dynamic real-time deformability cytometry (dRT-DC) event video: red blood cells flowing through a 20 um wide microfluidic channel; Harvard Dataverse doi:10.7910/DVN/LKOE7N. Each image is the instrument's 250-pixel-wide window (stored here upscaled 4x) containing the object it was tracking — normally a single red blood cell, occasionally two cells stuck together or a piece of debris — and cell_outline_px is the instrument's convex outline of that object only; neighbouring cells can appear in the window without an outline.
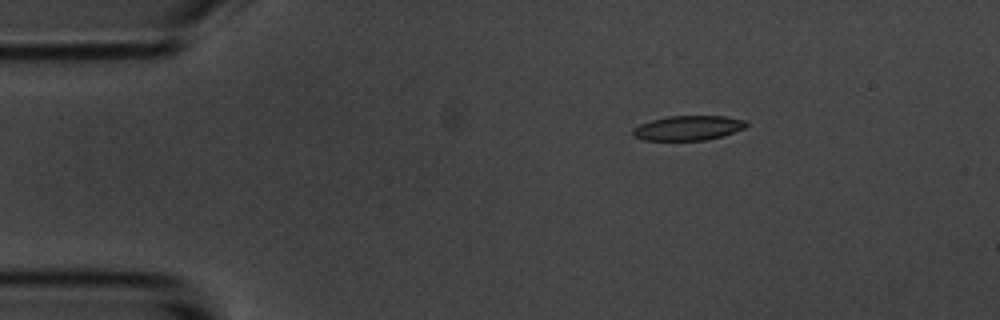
{"species": "common noctule bat (a hibernating species)", "species_latin": "Nyctalus noctula", "temperature_condition": "room temperature", "stored_images_in_passage": 5, "camera_frame_rate_fps": 3000, "um_per_image_px": 0.085, "animal": {"sex": "male", "body_mass_g": 20.1, "forearm_length_mm": 53.5}, "frame": {"image": 1, "passage_image": 3, "time_ms": 2.333, "image_size_px": [1000, 320], "cell_outline_px": [[748, 124], [744, 128], [720, 136], [704, 140], [644, 140], [632, 136], [632, 128], [640, 124], [652, 120], [668, 116], [724, 116], [748, 120]], "centroid_in_image_um": [58.47, 10.87], "position_along_channel_um": 26.5, "area_um2": 16.24}}
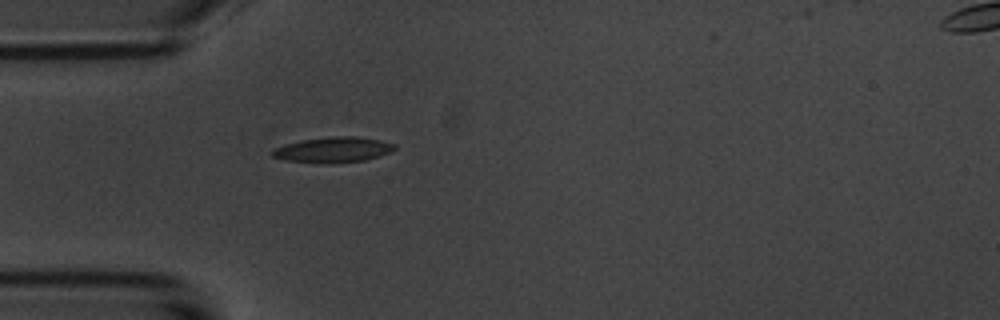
{"frame": {"image": 2, "passage_image": 5, "time_ms": 4.667, "image_size_px": [1000, 320], "cell_outline_px": [[396, 148], [388, 152], [364, 160], [328, 164], [320, 164], [284, 160], [272, 156], [272, 148], [284, 144], [300, 140], [332, 136], [356, 136], [380, 140], [396, 144]], "centroid_in_image_um": [28.25, 12.73], "position_along_channel_um": 56.7, "area_um2": 18.26}}